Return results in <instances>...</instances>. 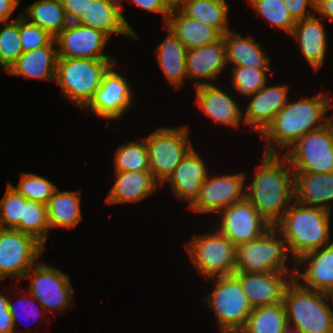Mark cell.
Returning <instances> with one entry per match:
<instances>
[{
	"label": "cell",
	"mask_w": 333,
	"mask_h": 333,
	"mask_svg": "<svg viewBox=\"0 0 333 333\" xmlns=\"http://www.w3.org/2000/svg\"><path fill=\"white\" fill-rule=\"evenodd\" d=\"M23 278L30 279L28 298L32 296V301H37L44 310L61 312L72 306L74 293L70 277L56 267L38 261Z\"/></svg>",
	"instance_id": "cell-11"
},
{
	"label": "cell",
	"mask_w": 333,
	"mask_h": 333,
	"mask_svg": "<svg viewBox=\"0 0 333 333\" xmlns=\"http://www.w3.org/2000/svg\"><path fill=\"white\" fill-rule=\"evenodd\" d=\"M205 160L195 151V147L183 158L166 181L178 200H186L190 205L199 195L202 183L208 178Z\"/></svg>",
	"instance_id": "cell-23"
},
{
	"label": "cell",
	"mask_w": 333,
	"mask_h": 333,
	"mask_svg": "<svg viewBox=\"0 0 333 333\" xmlns=\"http://www.w3.org/2000/svg\"><path fill=\"white\" fill-rule=\"evenodd\" d=\"M282 333H303L300 329L287 325Z\"/></svg>",
	"instance_id": "cell-50"
},
{
	"label": "cell",
	"mask_w": 333,
	"mask_h": 333,
	"mask_svg": "<svg viewBox=\"0 0 333 333\" xmlns=\"http://www.w3.org/2000/svg\"><path fill=\"white\" fill-rule=\"evenodd\" d=\"M226 46L227 65L232 67H251L257 69H270V58L265 54L260 43L250 36L243 37L233 30L223 35Z\"/></svg>",
	"instance_id": "cell-29"
},
{
	"label": "cell",
	"mask_w": 333,
	"mask_h": 333,
	"mask_svg": "<svg viewBox=\"0 0 333 333\" xmlns=\"http://www.w3.org/2000/svg\"><path fill=\"white\" fill-rule=\"evenodd\" d=\"M27 200L47 204L57 185L47 178L34 173H23L18 186H13Z\"/></svg>",
	"instance_id": "cell-40"
},
{
	"label": "cell",
	"mask_w": 333,
	"mask_h": 333,
	"mask_svg": "<svg viewBox=\"0 0 333 333\" xmlns=\"http://www.w3.org/2000/svg\"><path fill=\"white\" fill-rule=\"evenodd\" d=\"M263 156L251 184L245 185V198L274 226L296 199L295 173L284 155L264 153Z\"/></svg>",
	"instance_id": "cell-1"
},
{
	"label": "cell",
	"mask_w": 333,
	"mask_h": 333,
	"mask_svg": "<svg viewBox=\"0 0 333 333\" xmlns=\"http://www.w3.org/2000/svg\"><path fill=\"white\" fill-rule=\"evenodd\" d=\"M19 34L23 52L48 45L54 39L47 31L30 23L21 14H19Z\"/></svg>",
	"instance_id": "cell-42"
},
{
	"label": "cell",
	"mask_w": 333,
	"mask_h": 333,
	"mask_svg": "<svg viewBox=\"0 0 333 333\" xmlns=\"http://www.w3.org/2000/svg\"><path fill=\"white\" fill-rule=\"evenodd\" d=\"M295 196V200L303 205L331 211L333 172L295 173Z\"/></svg>",
	"instance_id": "cell-28"
},
{
	"label": "cell",
	"mask_w": 333,
	"mask_h": 333,
	"mask_svg": "<svg viewBox=\"0 0 333 333\" xmlns=\"http://www.w3.org/2000/svg\"><path fill=\"white\" fill-rule=\"evenodd\" d=\"M188 126L162 127L144 137L148 148L149 168L160 187L174 169L194 148L189 140Z\"/></svg>",
	"instance_id": "cell-6"
},
{
	"label": "cell",
	"mask_w": 333,
	"mask_h": 333,
	"mask_svg": "<svg viewBox=\"0 0 333 333\" xmlns=\"http://www.w3.org/2000/svg\"><path fill=\"white\" fill-rule=\"evenodd\" d=\"M288 325L283 302L253 308L240 333H282Z\"/></svg>",
	"instance_id": "cell-34"
},
{
	"label": "cell",
	"mask_w": 333,
	"mask_h": 333,
	"mask_svg": "<svg viewBox=\"0 0 333 333\" xmlns=\"http://www.w3.org/2000/svg\"><path fill=\"white\" fill-rule=\"evenodd\" d=\"M290 15L295 21L313 16L310 9L315 10V0H283ZM307 7L310 9L306 11Z\"/></svg>",
	"instance_id": "cell-43"
},
{
	"label": "cell",
	"mask_w": 333,
	"mask_h": 333,
	"mask_svg": "<svg viewBox=\"0 0 333 333\" xmlns=\"http://www.w3.org/2000/svg\"><path fill=\"white\" fill-rule=\"evenodd\" d=\"M185 248L195 269L206 280L235 273L236 246L218 230L193 236Z\"/></svg>",
	"instance_id": "cell-9"
},
{
	"label": "cell",
	"mask_w": 333,
	"mask_h": 333,
	"mask_svg": "<svg viewBox=\"0 0 333 333\" xmlns=\"http://www.w3.org/2000/svg\"><path fill=\"white\" fill-rule=\"evenodd\" d=\"M114 172L150 171L145 139L121 144L115 151Z\"/></svg>",
	"instance_id": "cell-36"
},
{
	"label": "cell",
	"mask_w": 333,
	"mask_h": 333,
	"mask_svg": "<svg viewBox=\"0 0 333 333\" xmlns=\"http://www.w3.org/2000/svg\"><path fill=\"white\" fill-rule=\"evenodd\" d=\"M331 212L294 201L274 227L282 235L292 261L331 244Z\"/></svg>",
	"instance_id": "cell-3"
},
{
	"label": "cell",
	"mask_w": 333,
	"mask_h": 333,
	"mask_svg": "<svg viewBox=\"0 0 333 333\" xmlns=\"http://www.w3.org/2000/svg\"><path fill=\"white\" fill-rule=\"evenodd\" d=\"M177 8L190 19L215 28L222 36L231 31L228 24L230 5L226 0H184Z\"/></svg>",
	"instance_id": "cell-32"
},
{
	"label": "cell",
	"mask_w": 333,
	"mask_h": 333,
	"mask_svg": "<svg viewBox=\"0 0 333 333\" xmlns=\"http://www.w3.org/2000/svg\"><path fill=\"white\" fill-rule=\"evenodd\" d=\"M26 198L12 184L8 183L6 191L0 200V227L14 229L22 218Z\"/></svg>",
	"instance_id": "cell-41"
},
{
	"label": "cell",
	"mask_w": 333,
	"mask_h": 333,
	"mask_svg": "<svg viewBox=\"0 0 333 333\" xmlns=\"http://www.w3.org/2000/svg\"><path fill=\"white\" fill-rule=\"evenodd\" d=\"M288 85L268 86L267 84L254 93L247 101L243 125L253 126V132L260 134L271 122L272 118L286 105L288 99ZM250 125V126H249Z\"/></svg>",
	"instance_id": "cell-21"
},
{
	"label": "cell",
	"mask_w": 333,
	"mask_h": 333,
	"mask_svg": "<svg viewBox=\"0 0 333 333\" xmlns=\"http://www.w3.org/2000/svg\"><path fill=\"white\" fill-rule=\"evenodd\" d=\"M166 38L155 49L156 59L164 77L174 87L175 91L182 89L187 79L186 51L187 49L178 40L176 35L165 24ZM185 78V79H184Z\"/></svg>",
	"instance_id": "cell-27"
},
{
	"label": "cell",
	"mask_w": 333,
	"mask_h": 333,
	"mask_svg": "<svg viewBox=\"0 0 333 333\" xmlns=\"http://www.w3.org/2000/svg\"><path fill=\"white\" fill-rule=\"evenodd\" d=\"M20 14L54 38L69 24L61 0H37Z\"/></svg>",
	"instance_id": "cell-33"
},
{
	"label": "cell",
	"mask_w": 333,
	"mask_h": 333,
	"mask_svg": "<svg viewBox=\"0 0 333 333\" xmlns=\"http://www.w3.org/2000/svg\"><path fill=\"white\" fill-rule=\"evenodd\" d=\"M330 301L332 302V305H333V293L331 294V299Z\"/></svg>",
	"instance_id": "cell-52"
},
{
	"label": "cell",
	"mask_w": 333,
	"mask_h": 333,
	"mask_svg": "<svg viewBox=\"0 0 333 333\" xmlns=\"http://www.w3.org/2000/svg\"><path fill=\"white\" fill-rule=\"evenodd\" d=\"M122 9L121 0H89L78 23L99 30L109 38L112 34H123L135 41L139 35L123 16Z\"/></svg>",
	"instance_id": "cell-20"
},
{
	"label": "cell",
	"mask_w": 333,
	"mask_h": 333,
	"mask_svg": "<svg viewBox=\"0 0 333 333\" xmlns=\"http://www.w3.org/2000/svg\"><path fill=\"white\" fill-rule=\"evenodd\" d=\"M294 274L295 272H235L233 275L240 281L250 305L255 308L282 302L284 290Z\"/></svg>",
	"instance_id": "cell-17"
},
{
	"label": "cell",
	"mask_w": 333,
	"mask_h": 333,
	"mask_svg": "<svg viewBox=\"0 0 333 333\" xmlns=\"http://www.w3.org/2000/svg\"><path fill=\"white\" fill-rule=\"evenodd\" d=\"M217 215L218 218L221 216V221L216 229L235 246L259 238L272 227L246 198L222 209Z\"/></svg>",
	"instance_id": "cell-14"
},
{
	"label": "cell",
	"mask_w": 333,
	"mask_h": 333,
	"mask_svg": "<svg viewBox=\"0 0 333 333\" xmlns=\"http://www.w3.org/2000/svg\"><path fill=\"white\" fill-rule=\"evenodd\" d=\"M321 18L333 20V0H315V10Z\"/></svg>",
	"instance_id": "cell-49"
},
{
	"label": "cell",
	"mask_w": 333,
	"mask_h": 333,
	"mask_svg": "<svg viewBox=\"0 0 333 333\" xmlns=\"http://www.w3.org/2000/svg\"><path fill=\"white\" fill-rule=\"evenodd\" d=\"M9 297L0 293V333H15L12 315L8 309Z\"/></svg>",
	"instance_id": "cell-46"
},
{
	"label": "cell",
	"mask_w": 333,
	"mask_h": 333,
	"mask_svg": "<svg viewBox=\"0 0 333 333\" xmlns=\"http://www.w3.org/2000/svg\"><path fill=\"white\" fill-rule=\"evenodd\" d=\"M323 19L314 15L296 21L291 37L296 40L305 60L314 71L322 67L327 51V36Z\"/></svg>",
	"instance_id": "cell-24"
},
{
	"label": "cell",
	"mask_w": 333,
	"mask_h": 333,
	"mask_svg": "<svg viewBox=\"0 0 333 333\" xmlns=\"http://www.w3.org/2000/svg\"><path fill=\"white\" fill-rule=\"evenodd\" d=\"M0 29V67L6 72L23 53L19 34V16L2 22Z\"/></svg>",
	"instance_id": "cell-38"
},
{
	"label": "cell",
	"mask_w": 333,
	"mask_h": 333,
	"mask_svg": "<svg viewBox=\"0 0 333 333\" xmlns=\"http://www.w3.org/2000/svg\"><path fill=\"white\" fill-rule=\"evenodd\" d=\"M114 173L116 179L106 197L107 205L139 202L151 196L159 186L151 171Z\"/></svg>",
	"instance_id": "cell-26"
},
{
	"label": "cell",
	"mask_w": 333,
	"mask_h": 333,
	"mask_svg": "<svg viewBox=\"0 0 333 333\" xmlns=\"http://www.w3.org/2000/svg\"><path fill=\"white\" fill-rule=\"evenodd\" d=\"M255 13L263 17L272 26L292 33L296 21L290 15L283 0H248Z\"/></svg>",
	"instance_id": "cell-37"
},
{
	"label": "cell",
	"mask_w": 333,
	"mask_h": 333,
	"mask_svg": "<svg viewBox=\"0 0 333 333\" xmlns=\"http://www.w3.org/2000/svg\"><path fill=\"white\" fill-rule=\"evenodd\" d=\"M133 2L136 6H139L140 9L162 14L167 22L168 16L171 13L172 8L166 3L165 0H128Z\"/></svg>",
	"instance_id": "cell-45"
},
{
	"label": "cell",
	"mask_w": 333,
	"mask_h": 333,
	"mask_svg": "<svg viewBox=\"0 0 333 333\" xmlns=\"http://www.w3.org/2000/svg\"><path fill=\"white\" fill-rule=\"evenodd\" d=\"M231 84L244 97H250L267 84V73L271 69H257L251 67H231Z\"/></svg>",
	"instance_id": "cell-39"
},
{
	"label": "cell",
	"mask_w": 333,
	"mask_h": 333,
	"mask_svg": "<svg viewBox=\"0 0 333 333\" xmlns=\"http://www.w3.org/2000/svg\"><path fill=\"white\" fill-rule=\"evenodd\" d=\"M284 156L294 173L333 172V116L324 127L297 139Z\"/></svg>",
	"instance_id": "cell-10"
},
{
	"label": "cell",
	"mask_w": 333,
	"mask_h": 333,
	"mask_svg": "<svg viewBox=\"0 0 333 333\" xmlns=\"http://www.w3.org/2000/svg\"><path fill=\"white\" fill-rule=\"evenodd\" d=\"M113 64L103 75L101 86L86 108L95 115L107 120H119L131 108L133 92L125 76L115 69Z\"/></svg>",
	"instance_id": "cell-15"
},
{
	"label": "cell",
	"mask_w": 333,
	"mask_h": 333,
	"mask_svg": "<svg viewBox=\"0 0 333 333\" xmlns=\"http://www.w3.org/2000/svg\"><path fill=\"white\" fill-rule=\"evenodd\" d=\"M20 0H0V23L9 21Z\"/></svg>",
	"instance_id": "cell-48"
},
{
	"label": "cell",
	"mask_w": 333,
	"mask_h": 333,
	"mask_svg": "<svg viewBox=\"0 0 333 333\" xmlns=\"http://www.w3.org/2000/svg\"><path fill=\"white\" fill-rule=\"evenodd\" d=\"M246 174L213 175L202 183L199 195L187 207L196 212L219 213L245 198Z\"/></svg>",
	"instance_id": "cell-13"
},
{
	"label": "cell",
	"mask_w": 333,
	"mask_h": 333,
	"mask_svg": "<svg viewBox=\"0 0 333 333\" xmlns=\"http://www.w3.org/2000/svg\"><path fill=\"white\" fill-rule=\"evenodd\" d=\"M293 263L305 265L303 272L296 266L293 277L302 287L330 295L333 293V242L302 255Z\"/></svg>",
	"instance_id": "cell-18"
},
{
	"label": "cell",
	"mask_w": 333,
	"mask_h": 333,
	"mask_svg": "<svg viewBox=\"0 0 333 333\" xmlns=\"http://www.w3.org/2000/svg\"><path fill=\"white\" fill-rule=\"evenodd\" d=\"M115 59L58 57L55 82L75 106L83 110L101 86L103 75Z\"/></svg>",
	"instance_id": "cell-5"
},
{
	"label": "cell",
	"mask_w": 333,
	"mask_h": 333,
	"mask_svg": "<svg viewBox=\"0 0 333 333\" xmlns=\"http://www.w3.org/2000/svg\"><path fill=\"white\" fill-rule=\"evenodd\" d=\"M65 15L69 22L78 23L88 7L89 0H61Z\"/></svg>",
	"instance_id": "cell-44"
},
{
	"label": "cell",
	"mask_w": 333,
	"mask_h": 333,
	"mask_svg": "<svg viewBox=\"0 0 333 333\" xmlns=\"http://www.w3.org/2000/svg\"><path fill=\"white\" fill-rule=\"evenodd\" d=\"M44 248L31 235L0 227V281L7 277L22 279Z\"/></svg>",
	"instance_id": "cell-12"
},
{
	"label": "cell",
	"mask_w": 333,
	"mask_h": 333,
	"mask_svg": "<svg viewBox=\"0 0 333 333\" xmlns=\"http://www.w3.org/2000/svg\"><path fill=\"white\" fill-rule=\"evenodd\" d=\"M225 67L227 61L223 36L213 43L186 51L187 79L196 80L195 88L214 84L210 81L217 80Z\"/></svg>",
	"instance_id": "cell-19"
},
{
	"label": "cell",
	"mask_w": 333,
	"mask_h": 333,
	"mask_svg": "<svg viewBox=\"0 0 333 333\" xmlns=\"http://www.w3.org/2000/svg\"><path fill=\"white\" fill-rule=\"evenodd\" d=\"M196 104L216 124L240 128L243 111L229 93L214 84L195 88Z\"/></svg>",
	"instance_id": "cell-22"
},
{
	"label": "cell",
	"mask_w": 333,
	"mask_h": 333,
	"mask_svg": "<svg viewBox=\"0 0 333 333\" xmlns=\"http://www.w3.org/2000/svg\"><path fill=\"white\" fill-rule=\"evenodd\" d=\"M80 191H62L57 187L47 205L50 228H75L82 219Z\"/></svg>",
	"instance_id": "cell-31"
},
{
	"label": "cell",
	"mask_w": 333,
	"mask_h": 333,
	"mask_svg": "<svg viewBox=\"0 0 333 333\" xmlns=\"http://www.w3.org/2000/svg\"><path fill=\"white\" fill-rule=\"evenodd\" d=\"M56 46L54 38L48 45L23 52L7 73L29 79L54 81L58 60Z\"/></svg>",
	"instance_id": "cell-25"
},
{
	"label": "cell",
	"mask_w": 333,
	"mask_h": 333,
	"mask_svg": "<svg viewBox=\"0 0 333 333\" xmlns=\"http://www.w3.org/2000/svg\"><path fill=\"white\" fill-rule=\"evenodd\" d=\"M25 299H27V298H25L24 297V299L23 300H19V302H17L18 304H20V306L22 305V307H23V309H24V311L26 310V314L28 313V312H30L31 310V314L35 311V309H34V311H33V309H31V306H33V305H31L30 306V304H35V302L33 303H31L29 300H25ZM25 300V301H24ZM40 305V308L38 307ZM39 305H37V310H36V313H34V315L35 314H37L38 315V313H41L42 311H46V310H44V308H43V306L41 305V304H39ZM34 307V306H33ZM32 307V308H33ZM30 308V309H29ZM8 309H9V312L11 313V315H12V319H13V325H14V330H15V326H16V321L19 319L18 318V314H19V312L17 311V308H16V306H14V304L10 301V299H9V304H8ZM39 309L41 310V312L39 311ZM28 315V314H27ZM37 315H35V317L37 316ZM29 316V315H28ZM30 316H32V315H30ZM38 318V317H37Z\"/></svg>",
	"instance_id": "cell-47"
},
{
	"label": "cell",
	"mask_w": 333,
	"mask_h": 333,
	"mask_svg": "<svg viewBox=\"0 0 333 333\" xmlns=\"http://www.w3.org/2000/svg\"><path fill=\"white\" fill-rule=\"evenodd\" d=\"M14 229L33 236L45 247L50 229L47 205L38 201L26 200L20 223Z\"/></svg>",
	"instance_id": "cell-35"
},
{
	"label": "cell",
	"mask_w": 333,
	"mask_h": 333,
	"mask_svg": "<svg viewBox=\"0 0 333 333\" xmlns=\"http://www.w3.org/2000/svg\"><path fill=\"white\" fill-rule=\"evenodd\" d=\"M330 294L302 287L295 279L283 294L289 326L303 333H333V309L328 304Z\"/></svg>",
	"instance_id": "cell-4"
},
{
	"label": "cell",
	"mask_w": 333,
	"mask_h": 333,
	"mask_svg": "<svg viewBox=\"0 0 333 333\" xmlns=\"http://www.w3.org/2000/svg\"><path fill=\"white\" fill-rule=\"evenodd\" d=\"M171 8H177L184 0H165Z\"/></svg>",
	"instance_id": "cell-51"
},
{
	"label": "cell",
	"mask_w": 333,
	"mask_h": 333,
	"mask_svg": "<svg viewBox=\"0 0 333 333\" xmlns=\"http://www.w3.org/2000/svg\"><path fill=\"white\" fill-rule=\"evenodd\" d=\"M286 243L272 226L259 238L236 246L235 272H295L286 265L289 258Z\"/></svg>",
	"instance_id": "cell-7"
},
{
	"label": "cell",
	"mask_w": 333,
	"mask_h": 333,
	"mask_svg": "<svg viewBox=\"0 0 333 333\" xmlns=\"http://www.w3.org/2000/svg\"><path fill=\"white\" fill-rule=\"evenodd\" d=\"M307 98L301 96L296 102L288 99L260 133L265 140V153H278L279 148L285 150L308 132L318 130L330 122L331 117L328 118L326 113L333 104L327 96L318 93Z\"/></svg>",
	"instance_id": "cell-2"
},
{
	"label": "cell",
	"mask_w": 333,
	"mask_h": 333,
	"mask_svg": "<svg viewBox=\"0 0 333 333\" xmlns=\"http://www.w3.org/2000/svg\"><path fill=\"white\" fill-rule=\"evenodd\" d=\"M213 290L203 301L214 310L219 332H240L253 310L240 281L234 276H216Z\"/></svg>",
	"instance_id": "cell-8"
},
{
	"label": "cell",
	"mask_w": 333,
	"mask_h": 333,
	"mask_svg": "<svg viewBox=\"0 0 333 333\" xmlns=\"http://www.w3.org/2000/svg\"><path fill=\"white\" fill-rule=\"evenodd\" d=\"M165 25L187 50L208 45L222 37L215 28L190 19L179 8H172Z\"/></svg>",
	"instance_id": "cell-30"
},
{
	"label": "cell",
	"mask_w": 333,
	"mask_h": 333,
	"mask_svg": "<svg viewBox=\"0 0 333 333\" xmlns=\"http://www.w3.org/2000/svg\"><path fill=\"white\" fill-rule=\"evenodd\" d=\"M58 57L114 59L103 52L109 37L103 32L79 23L69 24L55 37Z\"/></svg>",
	"instance_id": "cell-16"
}]
</instances>
